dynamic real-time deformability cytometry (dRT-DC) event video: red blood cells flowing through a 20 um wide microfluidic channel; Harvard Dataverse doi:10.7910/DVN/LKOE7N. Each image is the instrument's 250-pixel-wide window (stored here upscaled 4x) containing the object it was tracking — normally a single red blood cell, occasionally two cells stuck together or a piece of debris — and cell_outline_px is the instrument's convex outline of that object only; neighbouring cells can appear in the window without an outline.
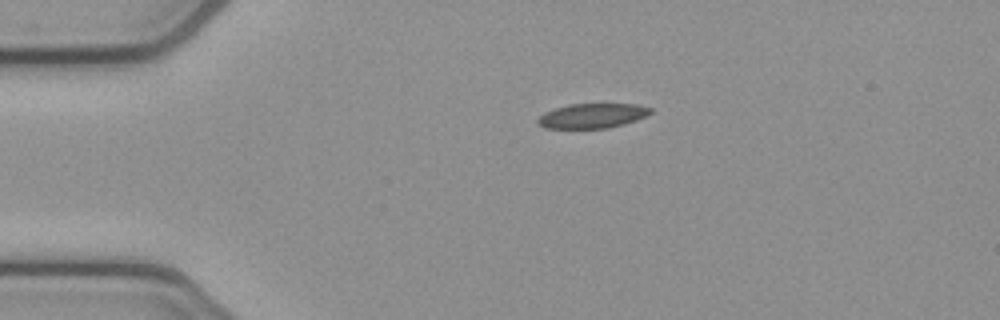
{"species": "common noctule bat (a hibernating species)", "species_latin": "Nyctalus noctula", "temperature_condition": "cold", "stored_images_in_passage": 2, "camera_frame_rate_fps": 3000, "um_per_image_px": 0.085, "animal": {"sex": "female", "body_mass_g": 21.9}, "frame": {"image": 1, "passage_image": 1, "time_ms": 0.0, "image_size_px": [1000, 320], "cell_outline_px": [[652, 112], [636, 120], [624, 124], [608, 128], [544, 128], [536, 124], [536, 120], [544, 112], [568, 104], [636, 104], [652, 108]], "centroid_in_image_um": [50.31, 9.84], "position_along_channel_um": 34.7, "area_um2": 16.24}}